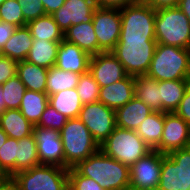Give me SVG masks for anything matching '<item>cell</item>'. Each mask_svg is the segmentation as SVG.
<instances>
[{
  "label": "cell",
  "instance_id": "obj_1",
  "mask_svg": "<svg viewBox=\"0 0 190 190\" xmlns=\"http://www.w3.org/2000/svg\"><path fill=\"white\" fill-rule=\"evenodd\" d=\"M94 179L105 190H129L130 167L104 154L100 149L74 167Z\"/></svg>",
  "mask_w": 190,
  "mask_h": 190
},
{
  "label": "cell",
  "instance_id": "obj_2",
  "mask_svg": "<svg viewBox=\"0 0 190 190\" xmlns=\"http://www.w3.org/2000/svg\"><path fill=\"white\" fill-rule=\"evenodd\" d=\"M146 75L157 81L190 80V49L157 44Z\"/></svg>",
  "mask_w": 190,
  "mask_h": 190
},
{
  "label": "cell",
  "instance_id": "obj_3",
  "mask_svg": "<svg viewBox=\"0 0 190 190\" xmlns=\"http://www.w3.org/2000/svg\"><path fill=\"white\" fill-rule=\"evenodd\" d=\"M59 132L67 169L76 167L99 150V144L78 118L68 119Z\"/></svg>",
  "mask_w": 190,
  "mask_h": 190
},
{
  "label": "cell",
  "instance_id": "obj_4",
  "mask_svg": "<svg viewBox=\"0 0 190 190\" xmlns=\"http://www.w3.org/2000/svg\"><path fill=\"white\" fill-rule=\"evenodd\" d=\"M155 38L157 44L190 49V20L178 6L156 10Z\"/></svg>",
  "mask_w": 190,
  "mask_h": 190
},
{
  "label": "cell",
  "instance_id": "obj_5",
  "mask_svg": "<svg viewBox=\"0 0 190 190\" xmlns=\"http://www.w3.org/2000/svg\"><path fill=\"white\" fill-rule=\"evenodd\" d=\"M99 149L129 167L152 151L135 130L121 127H116Z\"/></svg>",
  "mask_w": 190,
  "mask_h": 190
},
{
  "label": "cell",
  "instance_id": "obj_6",
  "mask_svg": "<svg viewBox=\"0 0 190 190\" xmlns=\"http://www.w3.org/2000/svg\"><path fill=\"white\" fill-rule=\"evenodd\" d=\"M121 33L119 40H156V10L142 0L121 8Z\"/></svg>",
  "mask_w": 190,
  "mask_h": 190
},
{
  "label": "cell",
  "instance_id": "obj_7",
  "mask_svg": "<svg viewBox=\"0 0 190 190\" xmlns=\"http://www.w3.org/2000/svg\"><path fill=\"white\" fill-rule=\"evenodd\" d=\"M156 45V40H119L111 53L123 65L128 75H146Z\"/></svg>",
  "mask_w": 190,
  "mask_h": 190
},
{
  "label": "cell",
  "instance_id": "obj_8",
  "mask_svg": "<svg viewBox=\"0 0 190 190\" xmlns=\"http://www.w3.org/2000/svg\"><path fill=\"white\" fill-rule=\"evenodd\" d=\"M21 190H68V169L40 164L12 176Z\"/></svg>",
  "mask_w": 190,
  "mask_h": 190
},
{
  "label": "cell",
  "instance_id": "obj_9",
  "mask_svg": "<svg viewBox=\"0 0 190 190\" xmlns=\"http://www.w3.org/2000/svg\"><path fill=\"white\" fill-rule=\"evenodd\" d=\"M157 190H190V146L165 154Z\"/></svg>",
  "mask_w": 190,
  "mask_h": 190
},
{
  "label": "cell",
  "instance_id": "obj_10",
  "mask_svg": "<svg viewBox=\"0 0 190 190\" xmlns=\"http://www.w3.org/2000/svg\"><path fill=\"white\" fill-rule=\"evenodd\" d=\"M78 119L88 128L93 139L101 145L116 128L115 110L101 102L83 105Z\"/></svg>",
  "mask_w": 190,
  "mask_h": 190
},
{
  "label": "cell",
  "instance_id": "obj_11",
  "mask_svg": "<svg viewBox=\"0 0 190 190\" xmlns=\"http://www.w3.org/2000/svg\"><path fill=\"white\" fill-rule=\"evenodd\" d=\"M92 23L98 40V53L111 52L120 39V9L97 7Z\"/></svg>",
  "mask_w": 190,
  "mask_h": 190
},
{
  "label": "cell",
  "instance_id": "obj_12",
  "mask_svg": "<svg viewBox=\"0 0 190 190\" xmlns=\"http://www.w3.org/2000/svg\"><path fill=\"white\" fill-rule=\"evenodd\" d=\"M164 156L152 150L133 164L130 167L129 190H157Z\"/></svg>",
  "mask_w": 190,
  "mask_h": 190
},
{
  "label": "cell",
  "instance_id": "obj_13",
  "mask_svg": "<svg viewBox=\"0 0 190 190\" xmlns=\"http://www.w3.org/2000/svg\"><path fill=\"white\" fill-rule=\"evenodd\" d=\"M33 135L37 144L40 164L56 165L65 168V158L60 132L34 126Z\"/></svg>",
  "mask_w": 190,
  "mask_h": 190
},
{
  "label": "cell",
  "instance_id": "obj_14",
  "mask_svg": "<svg viewBox=\"0 0 190 190\" xmlns=\"http://www.w3.org/2000/svg\"><path fill=\"white\" fill-rule=\"evenodd\" d=\"M190 146V125L173 113H165L163 134L155 149L162 154Z\"/></svg>",
  "mask_w": 190,
  "mask_h": 190
},
{
  "label": "cell",
  "instance_id": "obj_15",
  "mask_svg": "<svg viewBox=\"0 0 190 190\" xmlns=\"http://www.w3.org/2000/svg\"><path fill=\"white\" fill-rule=\"evenodd\" d=\"M88 71L100 87L111 85L128 76L123 65L111 52L91 56Z\"/></svg>",
  "mask_w": 190,
  "mask_h": 190
},
{
  "label": "cell",
  "instance_id": "obj_16",
  "mask_svg": "<svg viewBox=\"0 0 190 190\" xmlns=\"http://www.w3.org/2000/svg\"><path fill=\"white\" fill-rule=\"evenodd\" d=\"M96 8L93 0H65L63 6L51 15L59 28L65 32L72 25L92 22Z\"/></svg>",
  "mask_w": 190,
  "mask_h": 190
},
{
  "label": "cell",
  "instance_id": "obj_17",
  "mask_svg": "<svg viewBox=\"0 0 190 190\" xmlns=\"http://www.w3.org/2000/svg\"><path fill=\"white\" fill-rule=\"evenodd\" d=\"M90 58L87 52L63 39L58 47L55 66L81 75L88 72Z\"/></svg>",
  "mask_w": 190,
  "mask_h": 190
},
{
  "label": "cell",
  "instance_id": "obj_18",
  "mask_svg": "<svg viewBox=\"0 0 190 190\" xmlns=\"http://www.w3.org/2000/svg\"><path fill=\"white\" fill-rule=\"evenodd\" d=\"M134 97L135 76L128 75L126 78L111 85L100 87L98 101L116 111Z\"/></svg>",
  "mask_w": 190,
  "mask_h": 190
},
{
  "label": "cell",
  "instance_id": "obj_19",
  "mask_svg": "<svg viewBox=\"0 0 190 190\" xmlns=\"http://www.w3.org/2000/svg\"><path fill=\"white\" fill-rule=\"evenodd\" d=\"M152 112L149 106L135 96L126 105L115 111L116 127L136 130Z\"/></svg>",
  "mask_w": 190,
  "mask_h": 190
},
{
  "label": "cell",
  "instance_id": "obj_20",
  "mask_svg": "<svg viewBox=\"0 0 190 190\" xmlns=\"http://www.w3.org/2000/svg\"><path fill=\"white\" fill-rule=\"evenodd\" d=\"M64 39L77 45L90 56L98 54V40L92 22L70 26L64 32Z\"/></svg>",
  "mask_w": 190,
  "mask_h": 190
},
{
  "label": "cell",
  "instance_id": "obj_21",
  "mask_svg": "<svg viewBox=\"0 0 190 190\" xmlns=\"http://www.w3.org/2000/svg\"><path fill=\"white\" fill-rule=\"evenodd\" d=\"M0 127L10 138L20 140L33 134L34 125L19 109H8L0 114Z\"/></svg>",
  "mask_w": 190,
  "mask_h": 190
},
{
  "label": "cell",
  "instance_id": "obj_22",
  "mask_svg": "<svg viewBox=\"0 0 190 190\" xmlns=\"http://www.w3.org/2000/svg\"><path fill=\"white\" fill-rule=\"evenodd\" d=\"M33 44V37L27 26L18 27L0 51V55L6 56L17 62L24 61Z\"/></svg>",
  "mask_w": 190,
  "mask_h": 190
},
{
  "label": "cell",
  "instance_id": "obj_23",
  "mask_svg": "<svg viewBox=\"0 0 190 190\" xmlns=\"http://www.w3.org/2000/svg\"><path fill=\"white\" fill-rule=\"evenodd\" d=\"M190 80L158 81L160 104L163 113H173L178 108Z\"/></svg>",
  "mask_w": 190,
  "mask_h": 190
},
{
  "label": "cell",
  "instance_id": "obj_24",
  "mask_svg": "<svg viewBox=\"0 0 190 190\" xmlns=\"http://www.w3.org/2000/svg\"><path fill=\"white\" fill-rule=\"evenodd\" d=\"M48 69L29 63L26 60L17 63V76L26 90L46 93Z\"/></svg>",
  "mask_w": 190,
  "mask_h": 190
},
{
  "label": "cell",
  "instance_id": "obj_25",
  "mask_svg": "<svg viewBox=\"0 0 190 190\" xmlns=\"http://www.w3.org/2000/svg\"><path fill=\"white\" fill-rule=\"evenodd\" d=\"M164 121L165 113L153 111L135 130L151 150H155L161 142Z\"/></svg>",
  "mask_w": 190,
  "mask_h": 190
},
{
  "label": "cell",
  "instance_id": "obj_26",
  "mask_svg": "<svg viewBox=\"0 0 190 190\" xmlns=\"http://www.w3.org/2000/svg\"><path fill=\"white\" fill-rule=\"evenodd\" d=\"M48 103L68 119L78 118L83 107L76 88L67 89L48 96Z\"/></svg>",
  "mask_w": 190,
  "mask_h": 190
},
{
  "label": "cell",
  "instance_id": "obj_27",
  "mask_svg": "<svg viewBox=\"0 0 190 190\" xmlns=\"http://www.w3.org/2000/svg\"><path fill=\"white\" fill-rule=\"evenodd\" d=\"M60 42L33 39L26 61L44 68L55 66Z\"/></svg>",
  "mask_w": 190,
  "mask_h": 190
},
{
  "label": "cell",
  "instance_id": "obj_28",
  "mask_svg": "<svg viewBox=\"0 0 190 190\" xmlns=\"http://www.w3.org/2000/svg\"><path fill=\"white\" fill-rule=\"evenodd\" d=\"M27 27L30 29L33 39L50 42H61L64 39V32L49 14L29 21Z\"/></svg>",
  "mask_w": 190,
  "mask_h": 190
},
{
  "label": "cell",
  "instance_id": "obj_29",
  "mask_svg": "<svg viewBox=\"0 0 190 190\" xmlns=\"http://www.w3.org/2000/svg\"><path fill=\"white\" fill-rule=\"evenodd\" d=\"M135 96L142 100L152 111L162 112L158 81L147 75L135 76Z\"/></svg>",
  "mask_w": 190,
  "mask_h": 190
},
{
  "label": "cell",
  "instance_id": "obj_30",
  "mask_svg": "<svg viewBox=\"0 0 190 190\" xmlns=\"http://www.w3.org/2000/svg\"><path fill=\"white\" fill-rule=\"evenodd\" d=\"M48 104V95L46 93L26 90L19 110L35 126Z\"/></svg>",
  "mask_w": 190,
  "mask_h": 190
},
{
  "label": "cell",
  "instance_id": "obj_31",
  "mask_svg": "<svg viewBox=\"0 0 190 190\" xmlns=\"http://www.w3.org/2000/svg\"><path fill=\"white\" fill-rule=\"evenodd\" d=\"M79 77L80 74L52 66L47 72L46 94L50 96L60 91L76 88Z\"/></svg>",
  "mask_w": 190,
  "mask_h": 190
},
{
  "label": "cell",
  "instance_id": "obj_32",
  "mask_svg": "<svg viewBox=\"0 0 190 190\" xmlns=\"http://www.w3.org/2000/svg\"><path fill=\"white\" fill-rule=\"evenodd\" d=\"M40 165L37 153V144L34 135L17 140V156L15 174Z\"/></svg>",
  "mask_w": 190,
  "mask_h": 190
},
{
  "label": "cell",
  "instance_id": "obj_33",
  "mask_svg": "<svg viewBox=\"0 0 190 190\" xmlns=\"http://www.w3.org/2000/svg\"><path fill=\"white\" fill-rule=\"evenodd\" d=\"M0 86L3 92L5 110L19 109L22 98L26 91V87L21 82L19 77L15 75Z\"/></svg>",
  "mask_w": 190,
  "mask_h": 190
},
{
  "label": "cell",
  "instance_id": "obj_34",
  "mask_svg": "<svg viewBox=\"0 0 190 190\" xmlns=\"http://www.w3.org/2000/svg\"><path fill=\"white\" fill-rule=\"evenodd\" d=\"M76 90L83 105L98 102L100 86L89 71L80 75Z\"/></svg>",
  "mask_w": 190,
  "mask_h": 190
},
{
  "label": "cell",
  "instance_id": "obj_35",
  "mask_svg": "<svg viewBox=\"0 0 190 190\" xmlns=\"http://www.w3.org/2000/svg\"><path fill=\"white\" fill-rule=\"evenodd\" d=\"M20 7L21 5L17 0H5L0 5L1 21L13 24L16 27L27 26Z\"/></svg>",
  "mask_w": 190,
  "mask_h": 190
},
{
  "label": "cell",
  "instance_id": "obj_36",
  "mask_svg": "<svg viewBox=\"0 0 190 190\" xmlns=\"http://www.w3.org/2000/svg\"><path fill=\"white\" fill-rule=\"evenodd\" d=\"M17 156V140L8 137L0 147V165L12 177L15 174V163Z\"/></svg>",
  "mask_w": 190,
  "mask_h": 190
},
{
  "label": "cell",
  "instance_id": "obj_37",
  "mask_svg": "<svg viewBox=\"0 0 190 190\" xmlns=\"http://www.w3.org/2000/svg\"><path fill=\"white\" fill-rule=\"evenodd\" d=\"M67 121L68 118L65 115L57 112L48 104L35 126L60 131Z\"/></svg>",
  "mask_w": 190,
  "mask_h": 190
},
{
  "label": "cell",
  "instance_id": "obj_38",
  "mask_svg": "<svg viewBox=\"0 0 190 190\" xmlns=\"http://www.w3.org/2000/svg\"><path fill=\"white\" fill-rule=\"evenodd\" d=\"M68 190H105L94 179L81 175L75 168L68 169Z\"/></svg>",
  "mask_w": 190,
  "mask_h": 190
},
{
  "label": "cell",
  "instance_id": "obj_39",
  "mask_svg": "<svg viewBox=\"0 0 190 190\" xmlns=\"http://www.w3.org/2000/svg\"><path fill=\"white\" fill-rule=\"evenodd\" d=\"M17 2L21 5L23 17L27 23L46 15L40 0H17Z\"/></svg>",
  "mask_w": 190,
  "mask_h": 190
},
{
  "label": "cell",
  "instance_id": "obj_40",
  "mask_svg": "<svg viewBox=\"0 0 190 190\" xmlns=\"http://www.w3.org/2000/svg\"><path fill=\"white\" fill-rule=\"evenodd\" d=\"M17 61L0 55V85L17 74Z\"/></svg>",
  "mask_w": 190,
  "mask_h": 190
},
{
  "label": "cell",
  "instance_id": "obj_41",
  "mask_svg": "<svg viewBox=\"0 0 190 190\" xmlns=\"http://www.w3.org/2000/svg\"><path fill=\"white\" fill-rule=\"evenodd\" d=\"M174 113L190 125V82L178 108Z\"/></svg>",
  "mask_w": 190,
  "mask_h": 190
},
{
  "label": "cell",
  "instance_id": "obj_42",
  "mask_svg": "<svg viewBox=\"0 0 190 190\" xmlns=\"http://www.w3.org/2000/svg\"><path fill=\"white\" fill-rule=\"evenodd\" d=\"M139 0H93L96 7L99 8H117L121 9L137 3Z\"/></svg>",
  "mask_w": 190,
  "mask_h": 190
},
{
  "label": "cell",
  "instance_id": "obj_43",
  "mask_svg": "<svg viewBox=\"0 0 190 190\" xmlns=\"http://www.w3.org/2000/svg\"><path fill=\"white\" fill-rule=\"evenodd\" d=\"M17 28L13 24L0 21V51Z\"/></svg>",
  "mask_w": 190,
  "mask_h": 190
},
{
  "label": "cell",
  "instance_id": "obj_44",
  "mask_svg": "<svg viewBox=\"0 0 190 190\" xmlns=\"http://www.w3.org/2000/svg\"><path fill=\"white\" fill-rule=\"evenodd\" d=\"M145 4L152 7L154 10L177 7L179 0H142Z\"/></svg>",
  "mask_w": 190,
  "mask_h": 190
},
{
  "label": "cell",
  "instance_id": "obj_45",
  "mask_svg": "<svg viewBox=\"0 0 190 190\" xmlns=\"http://www.w3.org/2000/svg\"><path fill=\"white\" fill-rule=\"evenodd\" d=\"M46 14L51 15L53 12L63 6L65 0H40Z\"/></svg>",
  "mask_w": 190,
  "mask_h": 190
},
{
  "label": "cell",
  "instance_id": "obj_46",
  "mask_svg": "<svg viewBox=\"0 0 190 190\" xmlns=\"http://www.w3.org/2000/svg\"><path fill=\"white\" fill-rule=\"evenodd\" d=\"M0 190H21L16 181L10 177L5 183L0 185Z\"/></svg>",
  "mask_w": 190,
  "mask_h": 190
},
{
  "label": "cell",
  "instance_id": "obj_47",
  "mask_svg": "<svg viewBox=\"0 0 190 190\" xmlns=\"http://www.w3.org/2000/svg\"><path fill=\"white\" fill-rule=\"evenodd\" d=\"M178 7L190 20V0H179Z\"/></svg>",
  "mask_w": 190,
  "mask_h": 190
},
{
  "label": "cell",
  "instance_id": "obj_48",
  "mask_svg": "<svg viewBox=\"0 0 190 190\" xmlns=\"http://www.w3.org/2000/svg\"><path fill=\"white\" fill-rule=\"evenodd\" d=\"M10 177L8 172L0 165V185L5 183Z\"/></svg>",
  "mask_w": 190,
  "mask_h": 190
},
{
  "label": "cell",
  "instance_id": "obj_49",
  "mask_svg": "<svg viewBox=\"0 0 190 190\" xmlns=\"http://www.w3.org/2000/svg\"><path fill=\"white\" fill-rule=\"evenodd\" d=\"M5 111V102L3 98V92L0 86V114H2Z\"/></svg>",
  "mask_w": 190,
  "mask_h": 190
},
{
  "label": "cell",
  "instance_id": "obj_50",
  "mask_svg": "<svg viewBox=\"0 0 190 190\" xmlns=\"http://www.w3.org/2000/svg\"><path fill=\"white\" fill-rule=\"evenodd\" d=\"M7 138H8V135L0 127V147L5 143Z\"/></svg>",
  "mask_w": 190,
  "mask_h": 190
}]
</instances>
